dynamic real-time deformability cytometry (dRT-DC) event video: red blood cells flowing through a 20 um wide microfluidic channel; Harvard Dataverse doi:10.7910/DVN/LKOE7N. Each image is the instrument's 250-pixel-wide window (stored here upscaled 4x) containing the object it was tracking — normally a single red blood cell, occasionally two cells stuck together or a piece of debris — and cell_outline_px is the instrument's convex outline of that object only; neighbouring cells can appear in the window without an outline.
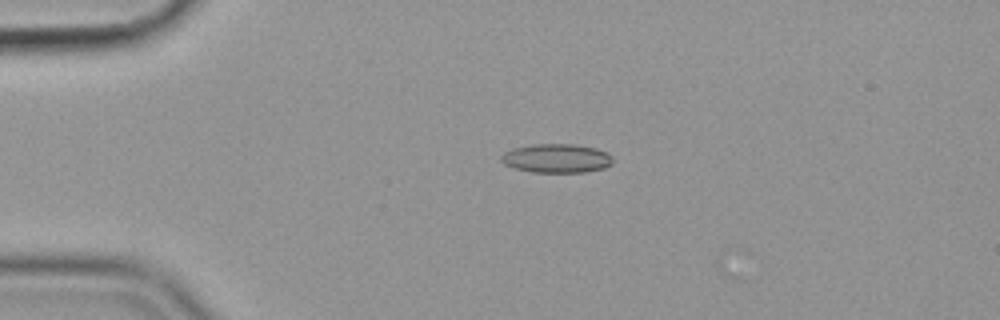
{"species": "common noctule bat (a hibernating species)", "species_latin": "Nyctalus noctula", "temperature_condition": "cold", "stored_images_in_passage": 6, "camera_frame_rate_fps": 3000, "um_per_image_px": 0.085, "animal": {"sex": "female", "body_mass_g": 19.9}, "frame": {"image": 1, "passage_image": 1, "time_ms": 0.0, "image_size_px": [1000, 320], "cell_outline_px": [[612, 164], [604, 168], [584, 172], [532, 172], [512, 168], [504, 164], [500, 160], [500, 156], [504, 152], [512, 148], [532, 144], [572, 144], [596, 148], [608, 152], [612, 156]], "centroid_in_image_um": [47.28, 13.45], "position_along_channel_um": 37.7, "area_um2": 19.02}}